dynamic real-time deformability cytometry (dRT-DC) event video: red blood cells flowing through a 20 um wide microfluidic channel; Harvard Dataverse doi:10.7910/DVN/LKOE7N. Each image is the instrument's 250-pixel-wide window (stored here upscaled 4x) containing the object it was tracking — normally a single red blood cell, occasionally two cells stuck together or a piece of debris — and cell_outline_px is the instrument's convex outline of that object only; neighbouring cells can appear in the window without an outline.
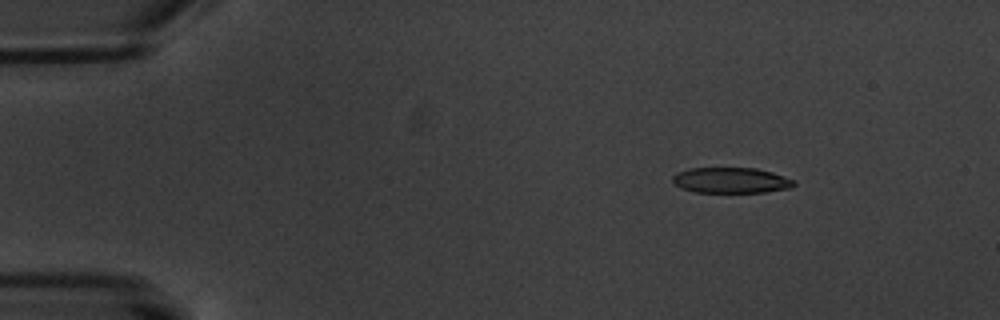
{"species": "common noctule bat (a hibernating species)", "species_latin": "Nyctalus noctula", "temperature_condition": "warm", "stored_images_in_passage": 4, "camera_frame_rate_fps": 3000, "um_per_image_px": 0.085, "animal": {"sex": "male", "body_mass_g": 20.1, "forearm_length_mm": 53.5}, "frame": {"image": 1, "passage_image": 2, "time_ms": 1.333, "image_size_px": [1000, 320], "cell_outline_px": [[796, 184], [792, 188], [764, 192], [696, 192], [680, 188], [672, 180], [672, 176], [676, 172], [688, 168], [756, 168], [772, 172], [796, 180]], "centroid_in_image_um": [62.15, 15.32], "position_along_channel_um": 22.9, "area_um2": 18.26}}